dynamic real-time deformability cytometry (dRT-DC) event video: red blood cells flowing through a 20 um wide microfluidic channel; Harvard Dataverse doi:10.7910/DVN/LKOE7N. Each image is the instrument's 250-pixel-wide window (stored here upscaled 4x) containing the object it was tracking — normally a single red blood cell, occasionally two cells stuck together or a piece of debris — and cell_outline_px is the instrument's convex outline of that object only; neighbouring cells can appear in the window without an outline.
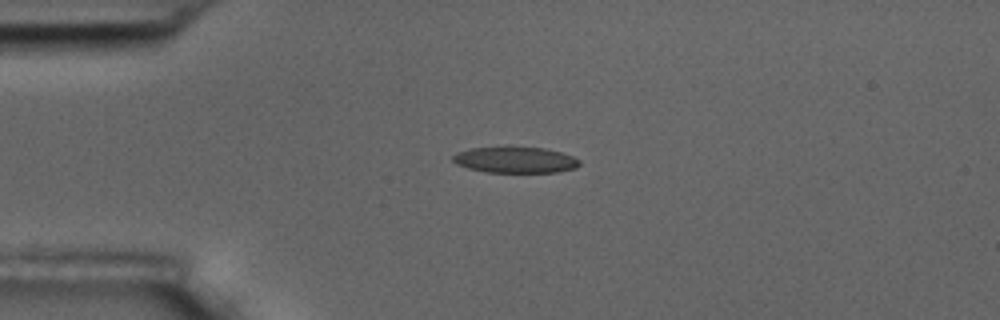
{"species": "common noctule bat (a hibernating species)", "species_latin": "Nyctalus noctula", "temperature_condition": "room temperature", "stored_images_in_passage": 4, "camera_frame_rate_fps": 3000, "um_per_image_px": 0.085, "animal": {"sex": "male", "body_mass_g": 17.5, "forearm_length_mm": 52.3}, "frame": {"image": 1, "passage_image": 3, "time_ms": 3.333, "image_size_px": [1000, 320], "cell_outline_px": [[580, 164], [576, 168], [556, 172], [488, 172], [468, 168], [456, 164], [452, 160], [452, 156], [456, 152], [472, 148], [504, 144], [508, 144], [544, 148], [560, 152], [572, 156], [580, 160]], "centroid_in_image_um": [43.76, 13.54], "position_along_channel_um": 41.2, "area_um2": 20.0}}